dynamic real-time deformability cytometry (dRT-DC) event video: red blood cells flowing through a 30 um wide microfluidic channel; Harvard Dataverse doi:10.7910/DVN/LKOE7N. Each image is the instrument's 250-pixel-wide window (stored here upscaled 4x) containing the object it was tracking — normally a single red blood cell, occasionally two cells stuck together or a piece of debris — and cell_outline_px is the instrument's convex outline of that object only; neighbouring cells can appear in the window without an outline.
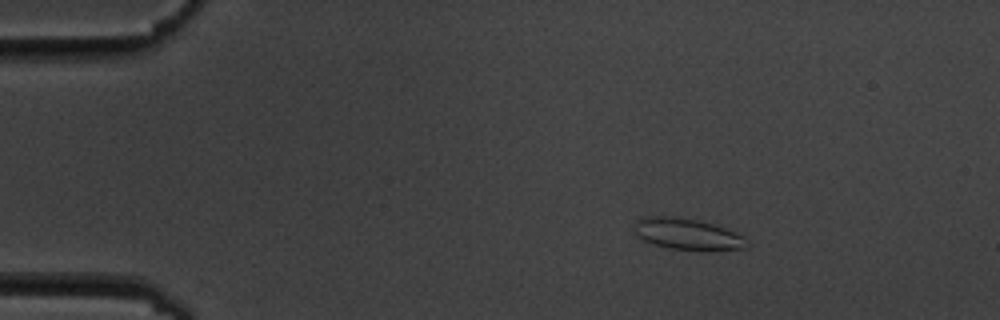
{"species": "common noctule bat (a hibernating species)", "species_latin": "Nyctalus noctula", "temperature_condition": "cold", "stored_images_in_passage": 5, "camera_frame_rate_fps": 3000, "um_per_image_px": 0.085, "animal": {"sex": "male", "body_mass_g": 19.5, "forearm_length_mm": 54.6}, "frame": {"image": 1, "passage_image": 2, "time_ms": 1.333, "image_size_px": [1000, 320], "cell_outline_px": [[748, 248], [712, 252], [704, 252], [668, 248], [644, 240], [636, 236], [632, 228], [636, 220], [640, 216], [672, 216], [696, 220], [712, 224], [736, 232], [744, 236], [748, 240]], "centroid_in_image_um": [58.45, 19.93], "position_along_channel_um": 26.6, "area_um2": 21.27}}
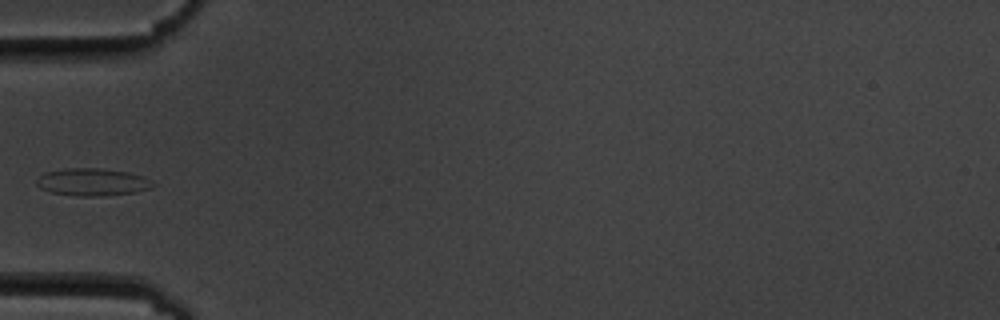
{"frame": {"image": 2, "passage_image": 5, "time_ms": 4.667, "image_size_px": [1000, 320], "cell_outline_px": [[156, 184], [152, 188], [136, 192], [100, 196], [76, 196], [48, 192], [40, 188], [36, 184], [36, 180], [44, 172], [64, 168], [100, 168], [128, 172], [144, 176]], "centroid_in_image_um": [7.85, 15.47], "position_along_channel_um": 77.2, "area_um2": 18.84}}